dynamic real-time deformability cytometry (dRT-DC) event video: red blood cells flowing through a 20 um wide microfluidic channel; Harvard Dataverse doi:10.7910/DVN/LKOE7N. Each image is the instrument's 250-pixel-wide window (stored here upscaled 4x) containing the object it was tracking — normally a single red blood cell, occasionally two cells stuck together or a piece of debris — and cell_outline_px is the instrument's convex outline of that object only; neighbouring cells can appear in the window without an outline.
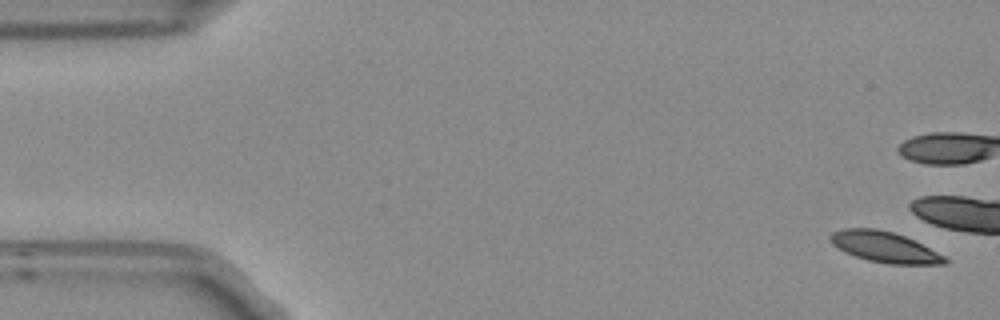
{"species": "Egyptian fruit bat (a non-hibernating species)", "species_latin": "Rousettus aegyptiacus", "temperature_condition": "room temperature", "stored_images_in_passage": 5, "camera_frame_rate_fps": 3000, "um_per_image_px": 0.085, "frame": {"image": 1, "passage_image": 1, "time_ms": 0.0, "image_size_px": [1000, 320], "cell_outline_px": [[948, 260], [944, 264], [888, 264], [868, 260], [844, 252], [832, 244], [828, 240], [828, 236], [832, 232], [844, 228], [876, 228], [892, 232], [904, 236], [944, 256]], "centroid_in_image_um": [75.11, 20.99], "position_along_channel_um": 9.9, "area_um2": 20.29}}